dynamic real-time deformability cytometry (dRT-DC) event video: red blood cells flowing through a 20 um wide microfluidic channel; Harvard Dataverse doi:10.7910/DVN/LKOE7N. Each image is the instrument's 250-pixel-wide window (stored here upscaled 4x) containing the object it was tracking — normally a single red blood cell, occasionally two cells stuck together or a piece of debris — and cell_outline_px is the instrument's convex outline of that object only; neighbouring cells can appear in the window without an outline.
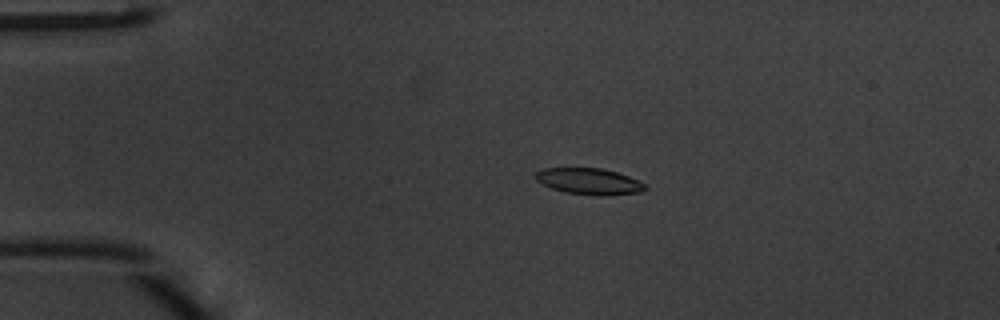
{"species": "common noctule bat (a hibernating species)", "species_latin": "Nyctalus noctula", "temperature_condition": "warm", "stored_images_in_passage": 49, "camera_frame_rate_fps": 3000, "um_per_image_px": 0.085, "animal": {"sex": "male", "body_mass_g": 20.1, "forearm_length_mm": 53.5}, "frame": {"image": 1, "passage_image": 11, "time_ms": 3.333, "image_size_px": [1000, 320], "cell_outline_px": [[648, 188], [640, 192], [600, 196], [568, 192], [552, 188], [536, 180], [536, 172], [544, 168], [600, 168], [616, 172], [628, 176], [644, 184]], "centroid_in_image_um": [50.08, 15.41], "position_along_channel_um": 34.9, "area_um2": 16.42}}
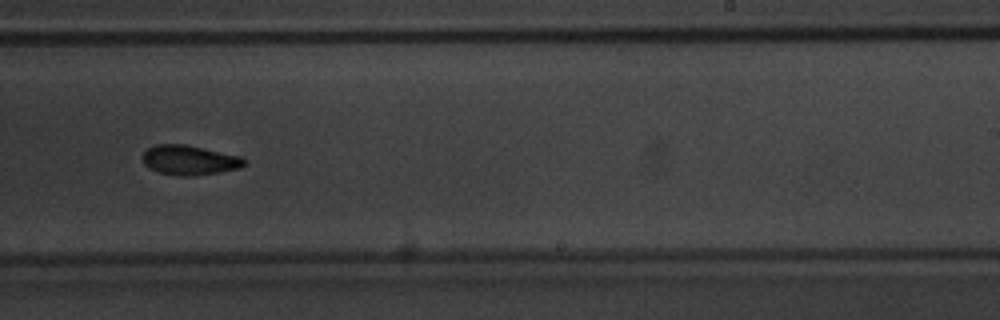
{"frame": {"image": 2, "passage_image": 31, "time_ms": 10.0, "image_size_px": [1000, 320], "cell_outline_px": [[244, 164], [240, 168], [220, 172], [188, 176], [184, 176], [160, 172], [148, 168], [144, 164], [144, 152], [148, 148], [156, 144], [184, 144], [244, 156]], "centroid_in_image_um": [16.13, 13.6], "position_along_channel_um": 272.9, "area_um2": 17.46}}
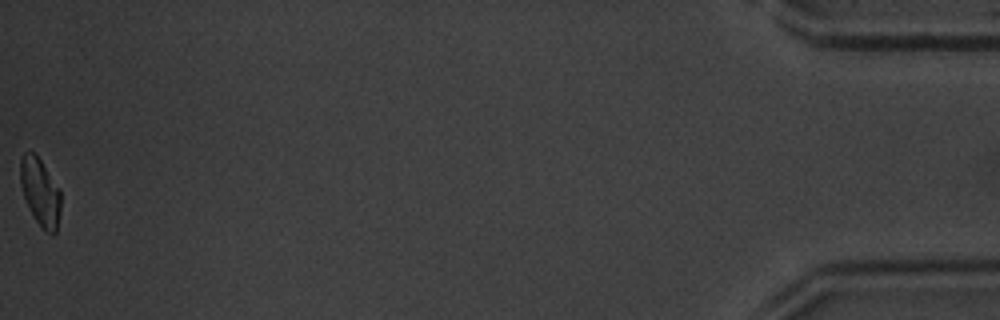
{"frame": {"image": 3, "passage_image": 49, "time_ms": 16.0, "image_size_px": [1000, 320], "cell_outline_px": [[60, 212], [56, 232], [52, 236], [36, 220], [24, 196], [20, 184], [20, 156], [24, 152], [32, 152], [40, 160], [60, 188]], "centroid_in_image_um": [3.42, 16.3], "position_along_channel_um": 431.8, "area_um2": 15.66}, "authors_computed_cell_mechanics": {"area_um2": 16.9932, "velocity_mm_per_s": 4.226, "shape_relaxation_time_tau1_ms": 3.4102, "shape_relaxation_time_tau2_ms": 5.6132, "deformation_change_tau1": 0.1295, "deformation_change_tau2": 0.1298}}